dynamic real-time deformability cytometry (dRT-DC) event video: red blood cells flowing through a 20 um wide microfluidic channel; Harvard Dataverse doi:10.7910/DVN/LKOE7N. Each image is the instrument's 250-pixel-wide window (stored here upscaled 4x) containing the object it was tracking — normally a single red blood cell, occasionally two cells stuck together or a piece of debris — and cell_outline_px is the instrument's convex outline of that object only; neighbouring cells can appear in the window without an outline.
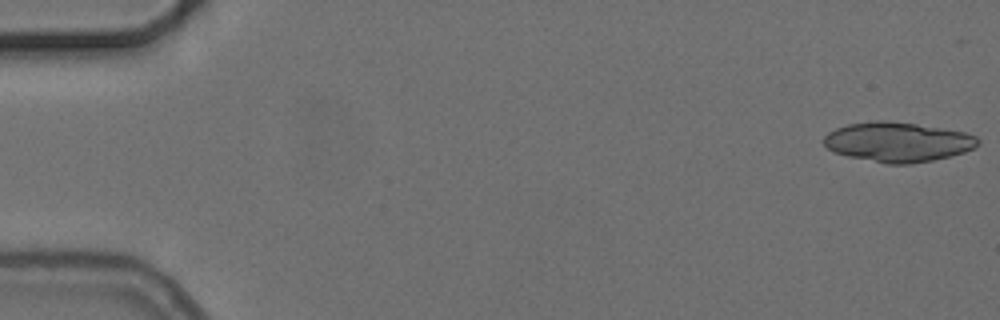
{"species": "common noctule bat (a hibernating species)", "species_latin": "Nyctalus noctula", "temperature_condition": "cold", "stored_images_in_passage": 33, "camera_frame_rate_fps": 3000, "um_per_image_px": 0.085, "animal": {"sex": "female", "body_mass_g": 24.6, "forearm_length_mm": 56.2}, "frame": {"image": 1, "passage_image": 1, "time_ms": 0.0, "image_size_px": [1000, 320], "cell_outline_px": [[980, 144], [964, 152], [932, 160], [912, 164], [888, 164], [848, 156], [836, 152], [828, 148], [824, 144], [824, 136], [828, 132], [836, 128], [848, 124], [876, 120], [884, 120], [916, 124], [964, 132], [976, 136], [980, 140]], "centroid_in_image_um": [76.31, 12.06], "position_along_channel_um": 8.7, "area_um2": 35.37}}
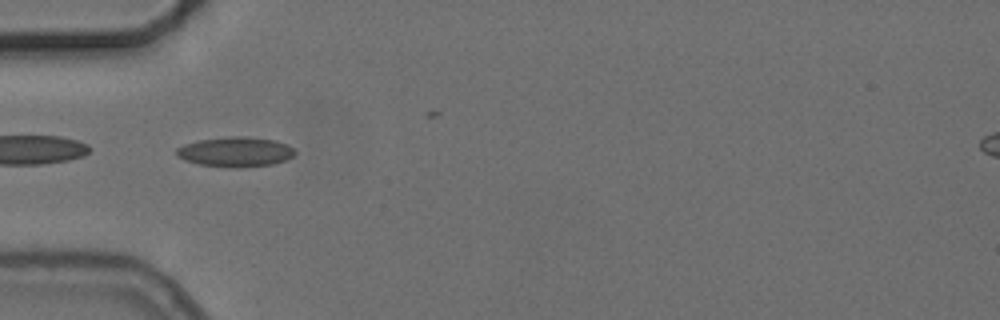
{"frame": {"image": 2, "passage_image": 18, "time_ms": 5.667, "image_size_px": [1000, 320], "cell_outline_px": [[296, 152], [292, 156], [284, 160], [272, 164], [244, 168], [232, 168], [200, 164], [184, 160], [176, 156], [176, 148], [184, 144], [200, 140], [228, 136], [244, 136], [276, 140], [288, 144]], "centroid_in_image_um": [20.0, 12.91], "position_along_channel_um": 65.0, "area_um2": 20.75}}
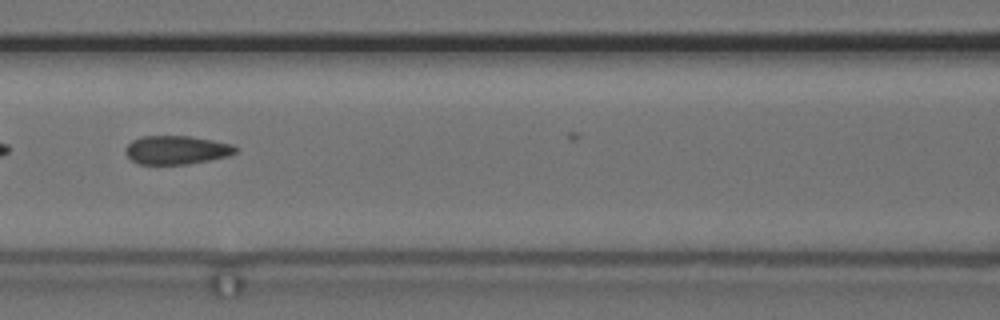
{"frame": {"image": 3, "passage_image": 25, "time_ms": 8.0, "image_size_px": [1000, 320], "cell_outline_px": [[236, 152], [228, 156], [188, 164], [140, 164], [132, 160], [124, 152], [124, 148], [132, 140], [140, 136], [188, 136], [212, 140], [232, 144], [236, 148]], "centroid_in_image_um": [14.96, 12.74], "position_along_channel_um": 151.6, "area_um2": 18.26}}